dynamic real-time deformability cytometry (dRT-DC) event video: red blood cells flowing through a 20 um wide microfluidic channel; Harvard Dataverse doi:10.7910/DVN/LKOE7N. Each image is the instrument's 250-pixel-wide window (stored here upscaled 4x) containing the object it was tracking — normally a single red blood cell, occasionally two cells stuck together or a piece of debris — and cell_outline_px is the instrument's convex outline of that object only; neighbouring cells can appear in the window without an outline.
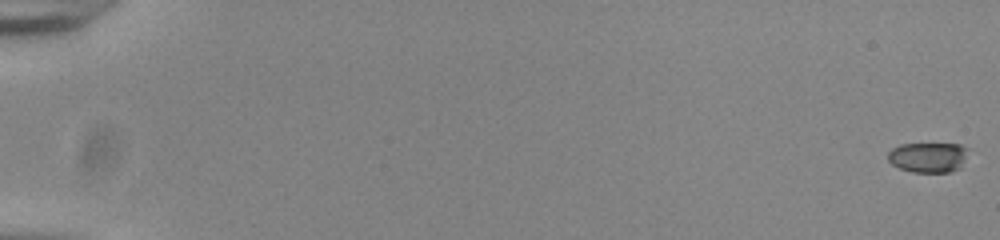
{"species": "common noctule bat (a hibernating species)", "species_latin": "Nyctalus noctula", "temperature_condition": "room temperature", "stored_images_in_passage": 56, "camera_frame_rate_fps": 3000, "um_per_image_px": 0.085, "animal": {"sex": "male", "body_mass_g": 20.0, "forearm_length_mm": 53.3}, "frame": {"image": 1, "passage_image": 1, "time_ms": 0.0, "image_size_px": [1000, 240], "cell_outline_px": [[968, 148], [964, 160], [960, 168], [952, 172], [912, 172], [900, 168], [892, 164], [888, 160], [888, 152], [892, 148], [900, 144], [960, 144]], "centroid_in_image_um": [78.89, 13.37], "position_along_channel_um": 6.1, "area_um2": 14.1}}
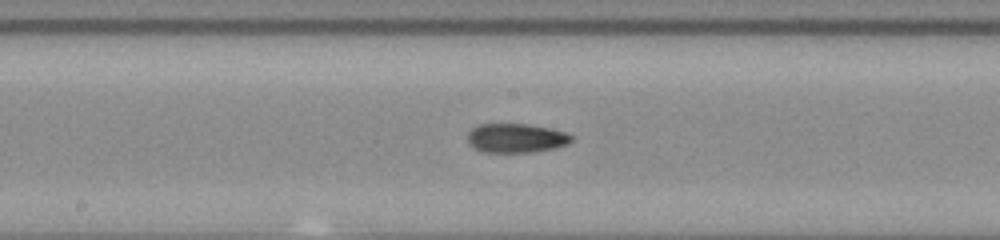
{"frame": {"image": 2, "passage_image": 32, "time_ms": 10.333, "image_size_px": [1000, 240], "cell_outline_px": [[572, 140], [568, 144], [556, 148], [532, 152], [480, 152], [472, 148], [468, 144], [468, 132], [472, 128], [480, 124], [528, 124], [548, 128], [564, 132], [572, 136]], "centroid_in_image_um": [43.83, 11.75], "position_along_channel_um": 204.4, "area_um2": 17.74}}
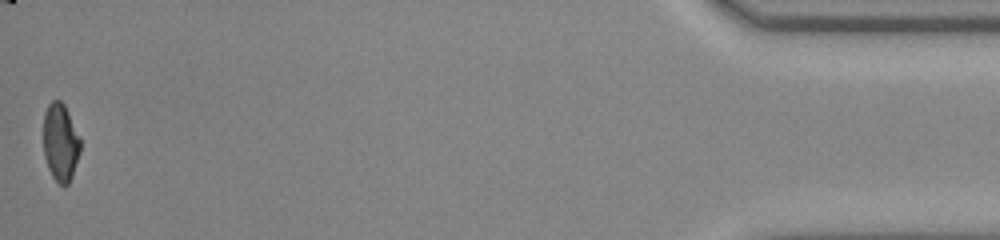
{"frame": {"image": 3, "passage_image": 56, "time_ms": 18.333, "image_size_px": [1000, 240], "cell_outline_px": [[80, 152], [72, 176], [68, 184], [64, 188], [52, 176], [48, 168], [44, 156], [44, 112], [48, 104], [52, 100], [60, 100], [64, 104], [80, 136]], "centroid_in_image_um": [5.14, 12.1], "position_along_channel_um": 430.1, "area_um2": 16.82}, "authors_computed_cell_mechanics": {"area_um2": 17.2822, "velocity_mm_per_s": 3.8539, "shape_relaxation_time_tau1_ms": 3.8985, "shape_relaxation_time_tau2_ms": 2.5627, "deformation_change_tau1": 0.1496, "deformation_change_tau2": 0.0847}}